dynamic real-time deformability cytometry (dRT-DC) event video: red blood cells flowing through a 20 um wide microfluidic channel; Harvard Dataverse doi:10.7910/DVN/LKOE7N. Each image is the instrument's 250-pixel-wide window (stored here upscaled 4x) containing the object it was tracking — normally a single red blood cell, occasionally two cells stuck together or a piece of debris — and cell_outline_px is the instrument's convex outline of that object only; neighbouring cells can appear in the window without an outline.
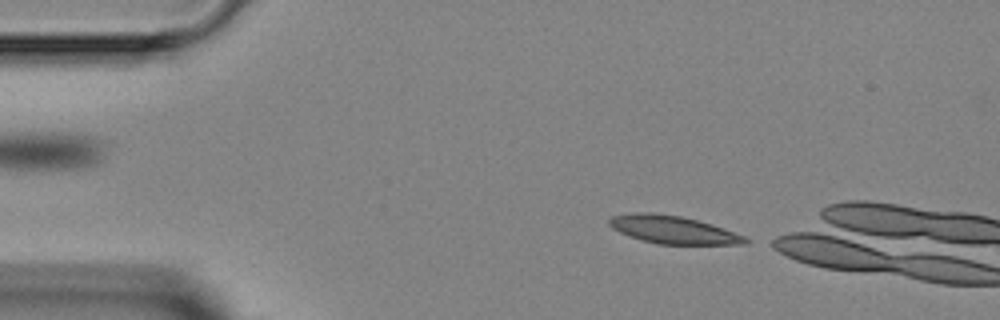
{"species": "Egyptian fruit bat (a non-hibernating species)", "species_latin": "Rousettus aegyptiacus", "temperature_condition": "room temperature", "stored_images_in_passage": 5, "segment_of_instrument_passage": [2, 2], "camera_frame_rate_fps": 3000, "um_per_image_px": 0.085, "animal": {"sex": "female"}, "frame": {"image": 1, "passage_image": 5, "time_ms": 5.667, "image_size_px": [1000, 320], "cell_outline_px": [[752, 240], [748, 244], [660, 244], [628, 236], [612, 228], [608, 224], [608, 220], [612, 216], [632, 212], [652, 212], [680, 216], [712, 224], [724, 228], [744, 236]], "centroid_in_image_um": [57.21, 19.52], "position_along_channel_um": 27.8, "area_um2": 22.08}}